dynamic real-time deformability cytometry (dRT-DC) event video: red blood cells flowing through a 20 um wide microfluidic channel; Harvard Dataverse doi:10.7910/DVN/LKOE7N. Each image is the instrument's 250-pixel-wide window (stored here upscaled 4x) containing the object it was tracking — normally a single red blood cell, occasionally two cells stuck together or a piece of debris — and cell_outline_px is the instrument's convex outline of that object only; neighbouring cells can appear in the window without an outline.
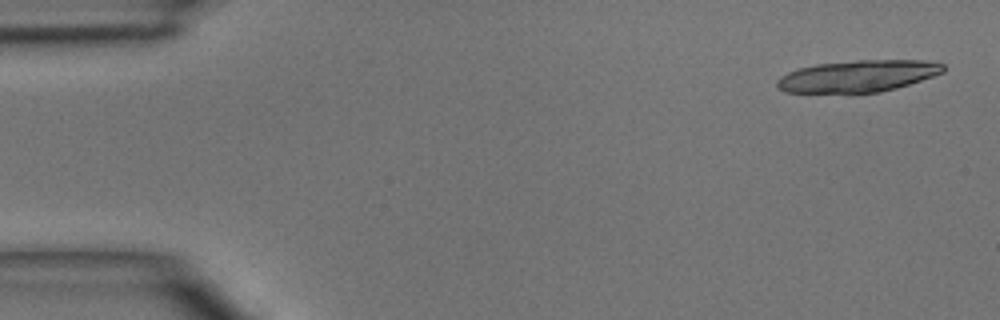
{"species": "common noctule bat (a hibernating species)", "species_latin": "Nyctalus noctula", "temperature_condition": "room temperature", "stored_images_in_passage": 4, "camera_frame_rate_fps": 3000, "um_per_image_px": 0.085, "animal": {"sex": "male", "body_mass_g": 15.6}, "frame": {"image": 1, "passage_image": 1, "time_ms": 0.0, "image_size_px": [1000, 320], "cell_outline_px": [[944, 72], [896, 88], [880, 92], [852, 96], [784, 92], [776, 88], [776, 80], [780, 76], [788, 72], [800, 68], [816, 64], [856, 60], [924, 60], [944, 64]], "centroid_in_image_um": [72.82, 6.52], "position_along_channel_um": 12.2, "area_um2": 31.96}}